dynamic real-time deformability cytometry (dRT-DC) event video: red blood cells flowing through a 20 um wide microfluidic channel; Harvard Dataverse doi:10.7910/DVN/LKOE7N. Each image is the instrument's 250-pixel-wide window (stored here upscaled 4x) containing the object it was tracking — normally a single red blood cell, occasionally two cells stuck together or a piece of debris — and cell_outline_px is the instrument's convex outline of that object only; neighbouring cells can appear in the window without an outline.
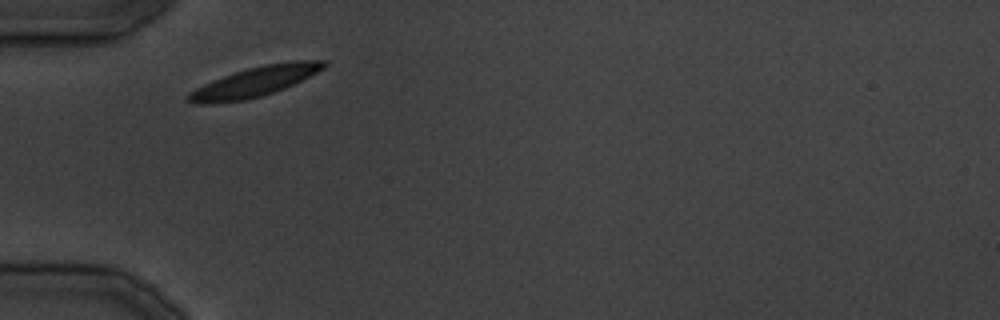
{"species": "common noctule bat (a hibernating species)", "species_latin": "Nyctalus noctula", "temperature_condition": "cold", "stored_images_in_passage": 23, "camera_frame_rate_fps": 3000, "um_per_image_px": 0.085, "animal": {"sex": "male", "body_mass_g": 19.5, "forearm_length_mm": 54.6}, "frame": {"image": 1, "passage_image": 1, "time_ms": 0.0, "image_size_px": [1000, 320], "cell_outline_px": [[328, 64], [324, 68], [284, 88], [260, 96], [244, 100], [204, 104], [200, 104], [188, 100], [184, 96], [188, 92], [204, 84], [224, 76], [248, 68], [264, 64], [296, 60], [328, 60]], "centroid_in_image_um": [21.65, 6.93], "position_along_channel_um": 63.3, "area_um2": 23.12}}
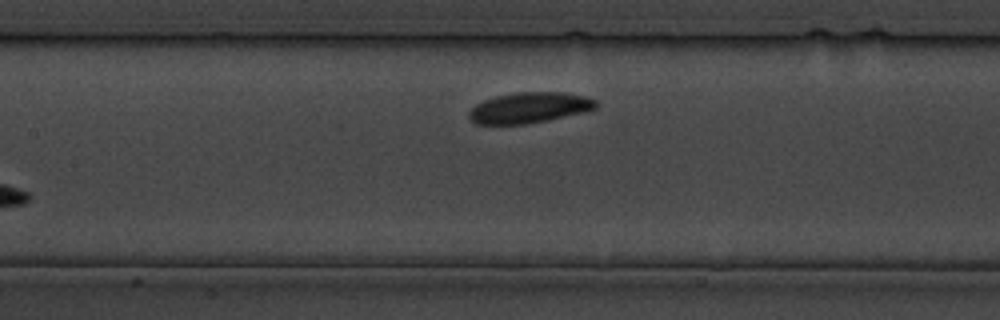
{"frame": {"image": 2, "passage_image": 7, "time_ms": 7.0, "image_size_px": [1000, 320], "cell_outline_px": [[596, 108], [580, 112], [544, 120], [524, 124], [476, 124], [468, 116], [468, 112], [476, 104], [484, 100], [496, 96], [516, 92], [560, 92], [584, 96], [596, 100]], "centroid_in_image_um": [44.93, 9.14], "position_along_channel_um": 162.5, "area_um2": 22.2}}